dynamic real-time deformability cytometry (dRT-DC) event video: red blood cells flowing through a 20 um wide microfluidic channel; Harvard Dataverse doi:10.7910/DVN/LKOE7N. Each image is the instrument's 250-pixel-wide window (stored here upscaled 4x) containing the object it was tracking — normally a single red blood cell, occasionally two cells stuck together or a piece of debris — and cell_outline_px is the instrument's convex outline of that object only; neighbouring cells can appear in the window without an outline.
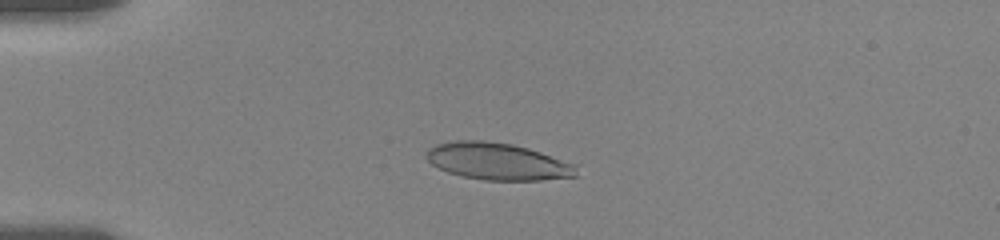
{"species": "human", "species_latin": "Homo sapiens", "temperature_condition": "room temperature", "stored_images_in_passage": 9, "camera_frame_rate_fps": 3000, "um_per_image_px": 0.085, "donor": {"sex": "female"}, "frame": {"image": 1, "passage_image": 6, "time_ms": 3.667, "image_size_px": [1000, 240], "cell_outline_px": [[576, 176], [540, 180], [484, 180], [464, 176], [448, 172], [432, 164], [428, 160], [428, 148], [436, 144], [456, 140], [484, 140], [512, 144], [528, 148], [576, 164]], "centroid_in_image_um": [42.31, 13.71], "position_along_channel_um": 42.7, "area_um2": 32.08}}
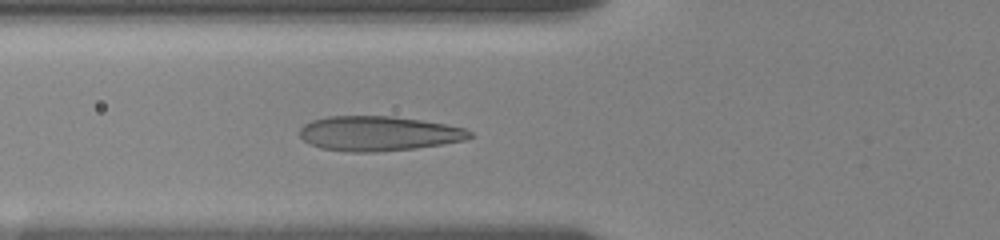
{"frame": {"image": 2, "passage_image": 9, "time_ms": 6.0, "image_size_px": [1000, 240], "cell_outline_px": [[476, 136], [464, 140], [416, 148], [372, 152], [352, 152], [320, 148], [308, 144], [300, 136], [300, 128], [304, 124], [312, 120], [328, 116], [392, 116], [420, 120], [444, 124], [464, 128], [472, 132]], "centroid_in_image_um": [32.16, 11.34], "position_along_channel_um": 93.6, "area_um2": 34.39}}